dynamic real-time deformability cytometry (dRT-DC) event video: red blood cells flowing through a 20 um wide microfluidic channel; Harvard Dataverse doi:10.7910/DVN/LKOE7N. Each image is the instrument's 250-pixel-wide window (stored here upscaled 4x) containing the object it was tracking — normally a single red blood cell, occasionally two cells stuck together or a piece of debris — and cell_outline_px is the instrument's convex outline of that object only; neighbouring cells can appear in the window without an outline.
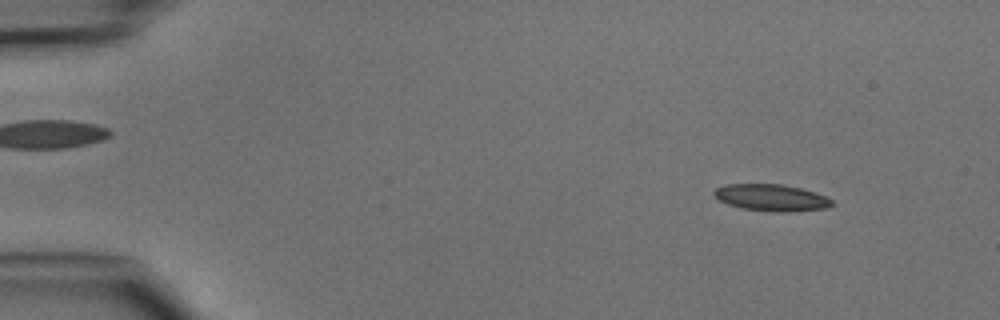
{"species": "common noctule bat (a hibernating species)", "species_latin": "Nyctalus noctula", "temperature_condition": "cold", "stored_images_in_passage": 4, "camera_frame_rate_fps": 3000, "um_per_image_px": 0.085, "animal": {"sex": "male", "body_mass_g": 15.6}, "frame": {"image": 1, "passage_image": 2, "time_ms": 1.333, "image_size_px": [1000, 320], "cell_outline_px": [[832, 204], [828, 208], [784, 212], [744, 208], [728, 204], [720, 200], [712, 192], [716, 188], [724, 184], [780, 184], [800, 188], [816, 192], [832, 200]], "centroid_in_image_um": [65.57, 16.78], "position_along_channel_um": 19.4, "area_um2": 18.03}}